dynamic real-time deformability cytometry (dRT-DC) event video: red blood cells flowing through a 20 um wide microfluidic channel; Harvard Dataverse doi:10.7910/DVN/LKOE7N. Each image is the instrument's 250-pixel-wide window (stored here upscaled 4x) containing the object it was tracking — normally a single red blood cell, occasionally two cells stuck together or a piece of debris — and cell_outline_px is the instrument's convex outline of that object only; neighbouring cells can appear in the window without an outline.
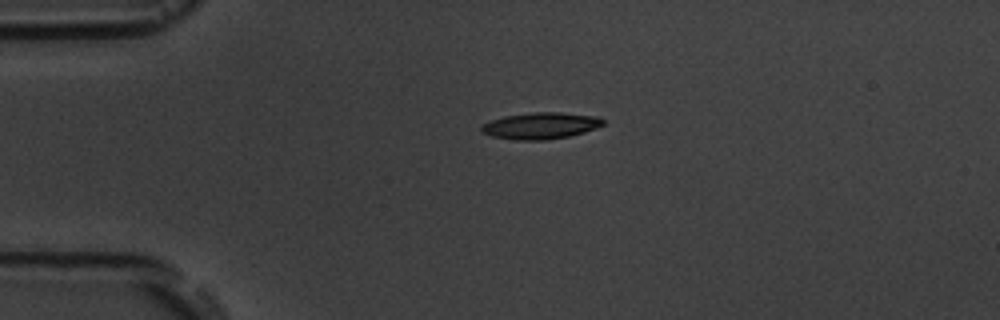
{"species": "common noctule bat (a hibernating species)", "species_latin": "Nyctalus noctula", "temperature_condition": "room temperature", "stored_images_in_passage": 2, "camera_frame_rate_fps": 3000, "um_per_image_px": 0.085, "animal": {"sex": "male", "body_mass_g": 19.5, "forearm_length_mm": 54.6}, "frame": {"image": 1, "passage_image": 1, "time_ms": 0.0, "image_size_px": [1000, 320], "cell_outline_px": [[604, 124], [596, 128], [584, 132], [568, 136], [544, 140], [516, 140], [492, 136], [480, 132], [480, 128], [484, 124], [492, 120], [504, 116], [532, 112], [560, 112], [600, 116], [604, 120]], "centroid_in_image_um": [45.97, 10.68], "position_along_channel_um": 39.0, "area_um2": 18.84}}